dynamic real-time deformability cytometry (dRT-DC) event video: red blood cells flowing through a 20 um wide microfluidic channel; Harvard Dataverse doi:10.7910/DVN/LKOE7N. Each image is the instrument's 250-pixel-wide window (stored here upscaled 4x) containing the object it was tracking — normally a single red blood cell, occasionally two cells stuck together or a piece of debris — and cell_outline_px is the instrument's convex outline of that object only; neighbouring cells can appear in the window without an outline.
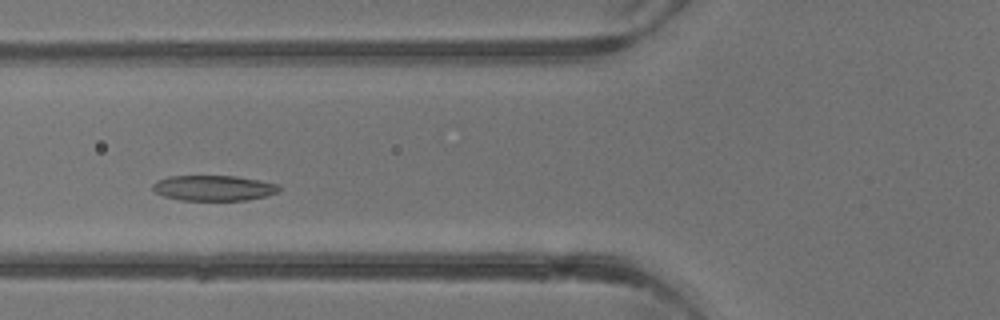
{"species": "common noctule bat (a hibernating species)", "species_latin": "Nyctalus noctula", "temperature_condition": "warm", "stored_images_in_passage": 2, "camera_frame_rate_fps": 3000, "um_per_image_px": 0.085, "animal": {"sex": "male", "body_mass_g": 13.3}, "frame": {"image": 1, "passage_image": 2, "time_ms": 1.0, "image_size_px": [1000, 320], "cell_outline_px": [[280, 192], [268, 196], [248, 200], [180, 200], [164, 196], [156, 192], [152, 188], [152, 184], [156, 180], [168, 176], [236, 176], [276, 184], [280, 188]], "centroid_in_image_um": [18.15, 15.98], "position_along_channel_um": 107.7, "area_um2": 18.73}}